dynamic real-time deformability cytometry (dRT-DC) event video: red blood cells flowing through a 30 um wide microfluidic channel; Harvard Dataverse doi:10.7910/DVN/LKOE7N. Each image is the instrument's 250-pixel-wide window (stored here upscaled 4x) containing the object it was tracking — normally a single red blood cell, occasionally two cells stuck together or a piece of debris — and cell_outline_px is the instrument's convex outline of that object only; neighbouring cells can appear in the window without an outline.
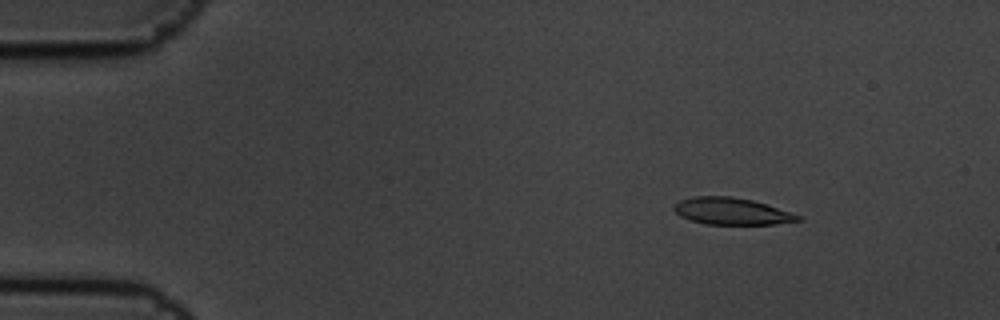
{"species": "common noctule bat (a hibernating species)", "species_latin": "Nyctalus noctula", "temperature_condition": "cold", "stored_images_in_passage": 7, "camera_frame_rate_fps": 3000, "um_per_image_px": 0.085, "animal": {"sex": "male", "body_mass_g": 19.5, "forearm_length_mm": 54.6}, "frame": {"image": 1, "passage_image": 2, "time_ms": 0.333, "image_size_px": [1000, 320], "cell_outline_px": [[800, 220], [772, 224], [704, 224], [680, 216], [672, 208], [680, 200], [692, 196], [732, 196], [752, 200], [800, 216]], "centroid_in_image_um": [62.11, 17.95], "position_along_channel_um": 22.9, "area_um2": 19.02}}
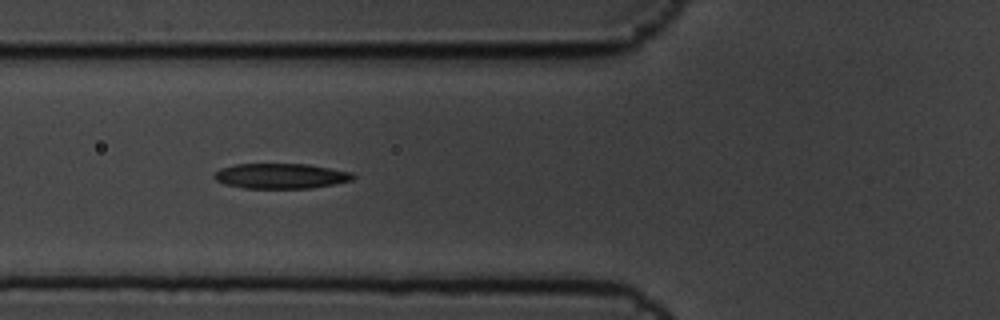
{"frame": {"image": 2, "passage_image": 6, "time_ms": 1.667, "image_size_px": [1000, 320], "cell_outline_px": [[356, 176], [352, 180], [312, 188], [244, 188], [224, 184], [216, 180], [212, 176], [220, 168], [236, 164], [308, 164], [352, 172]], "centroid_in_image_um": [23.86, 14.96], "position_along_channel_um": 101.9, "area_um2": 20.35}}
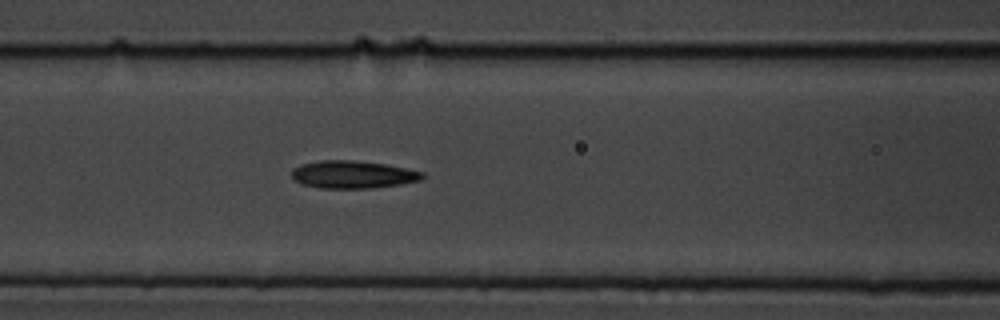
{"frame": {"image": 3, "passage_image": 7, "time_ms": 2.0, "image_size_px": [1000, 320], "cell_outline_px": [[424, 176], [420, 180], [400, 184], [372, 188], [320, 188], [300, 184], [292, 176], [292, 168], [300, 164], [320, 160], [352, 160], [384, 164], [424, 172]], "centroid_in_image_um": [29.95, 14.83], "position_along_channel_um": 136.7, "area_um2": 20.98}}